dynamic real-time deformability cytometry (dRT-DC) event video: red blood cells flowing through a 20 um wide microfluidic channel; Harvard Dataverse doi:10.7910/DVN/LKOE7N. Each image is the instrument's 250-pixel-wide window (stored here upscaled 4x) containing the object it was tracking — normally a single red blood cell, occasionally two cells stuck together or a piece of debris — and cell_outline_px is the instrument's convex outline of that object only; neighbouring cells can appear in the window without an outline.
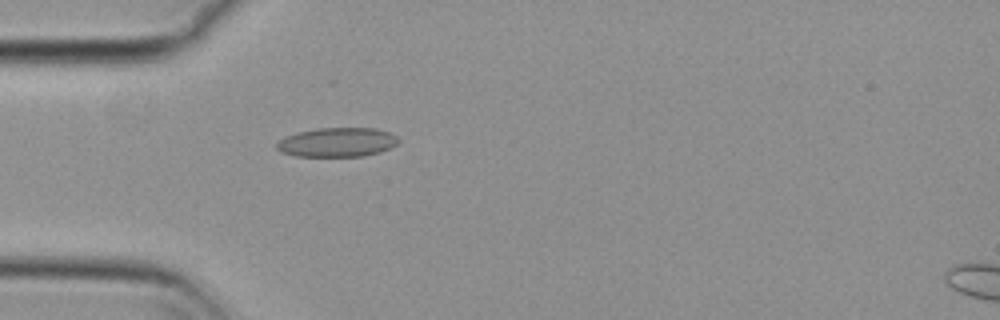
{"species": "common noctule bat (a hibernating species)", "species_latin": "Nyctalus noctula", "temperature_condition": "cold", "stored_images_in_passage": 31, "camera_frame_rate_fps": 3000, "um_per_image_px": 0.085, "animal": {"sex": "female", "body_mass_g": 29.2, "forearm_length_mm": 56.3}, "frame": {"image": 1, "passage_image": 1, "time_ms": 0.0, "image_size_px": [1000, 320], "cell_outline_px": [[400, 140], [396, 144], [380, 152], [364, 156], [296, 156], [280, 152], [276, 148], [276, 144], [280, 140], [296, 132], [316, 128], [376, 128], [388, 132], [396, 136]], "centroid_in_image_um": [28.65, 12.09], "position_along_channel_um": 56.4, "area_um2": 20.69}}
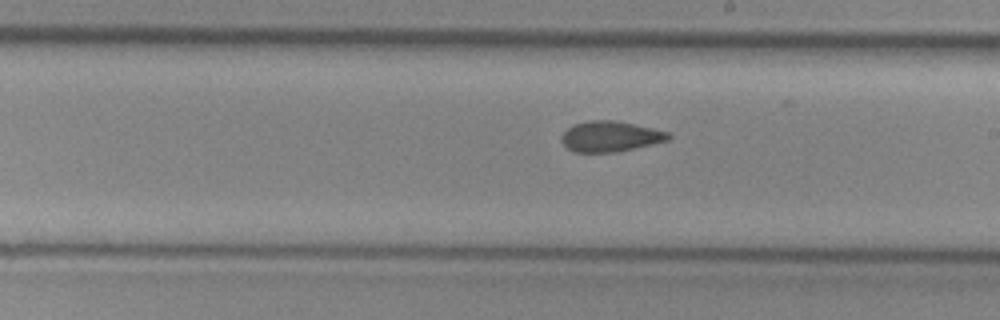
{"frame": {"image": 2, "passage_image": 16, "time_ms": 5.0, "image_size_px": [1000, 320], "cell_outline_px": [[672, 136], [668, 140], [652, 144], [616, 152], [572, 152], [560, 140], [560, 136], [572, 124], [588, 120], [612, 120], [652, 128], [668, 132]], "centroid_in_image_um": [51.83, 11.59], "position_along_channel_um": 237.2, "area_um2": 18.96}}
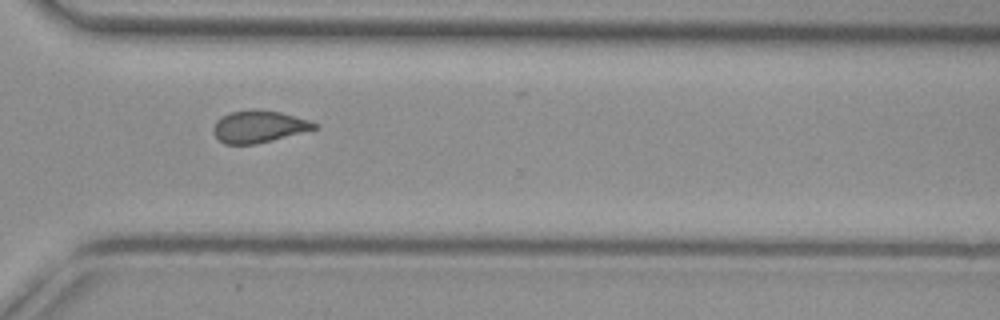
{"frame": {"image": 3, "passage_image": 25, "time_ms": 8.0, "image_size_px": [1000, 320], "cell_outline_px": [[320, 128], [272, 140], [252, 144], [224, 144], [212, 132], [212, 128], [216, 120], [232, 112], [280, 112], [312, 120], [320, 124]], "centroid_in_image_um": [22.07, 10.8], "position_along_channel_um": 348.5, "area_um2": 18.38}, "authors_computed_cell_mechanics": {"area_um2": 19.4786, "velocity_mm_per_s": 3.7148, "shape_relaxation_time_tau1_ms": 8.9368, "shape_relaxation_time_tau2_ms": 2.9166, "deformation_change_tau1": 0.1441, "deformation_change_tau2": 0.0875}}